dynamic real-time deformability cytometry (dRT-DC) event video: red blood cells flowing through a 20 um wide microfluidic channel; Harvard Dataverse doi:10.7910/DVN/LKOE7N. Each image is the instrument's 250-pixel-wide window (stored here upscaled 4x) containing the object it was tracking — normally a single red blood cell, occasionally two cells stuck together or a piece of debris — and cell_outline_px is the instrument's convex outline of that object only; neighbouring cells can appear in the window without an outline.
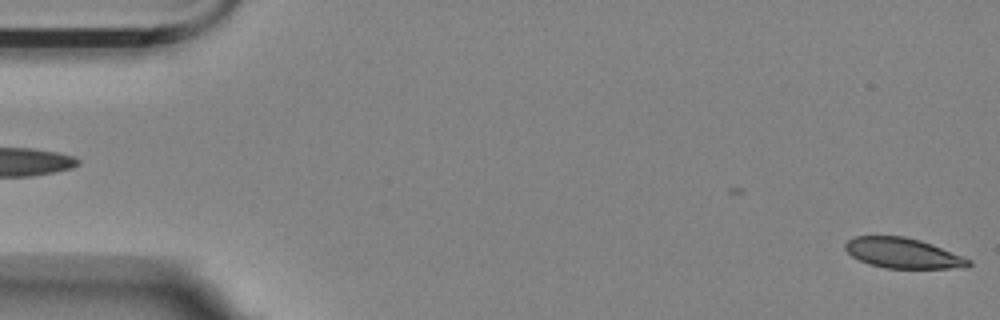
{"species": "Egyptian fruit bat (a non-hibernating species)", "species_latin": "Rousettus aegyptiacus", "temperature_condition": "room temperature", "stored_images_in_passage": 5, "camera_frame_rate_fps": 3000, "um_per_image_px": 0.085, "animal": {"sex": "female"}, "frame": {"image": 1, "passage_image": 1, "time_ms": 0.0, "image_size_px": [1000, 320], "cell_outline_px": [[972, 264], [968, 268], [884, 268], [868, 264], [852, 256], [844, 248], [844, 244], [848, 240], [856, 236], [904, 236], [920, 240], [932, 244], [972, 260]], "centroid_in_image_um": [76.76, 21.52], "position_along_channel_um": 8.2, "area_um2": 21.79}}
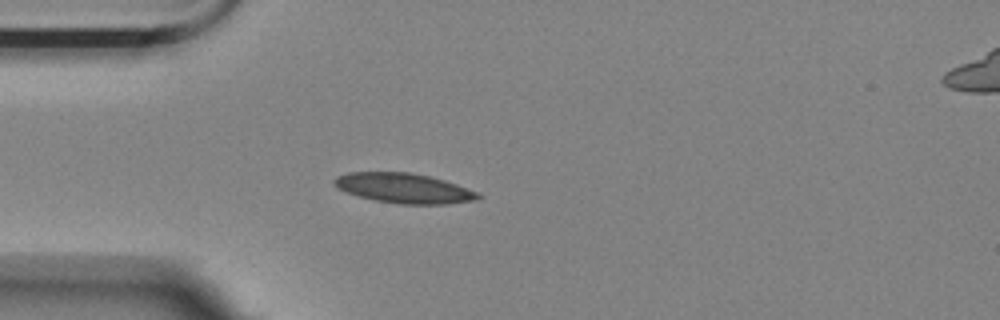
{"frame": {"image": 2, "passage_image": 5, "time_ms": 1.333, "image_size_px": [1000, 320], "cell_outline_px": [[480, 196], [476, 200], [448, 204], [400, 204], [376, 200], [360, 196], [348, 192], [332, 184], [332, 180], [336, 176], [348, 172], [408, 172], [428, 176], [444, 180], [480, 192]], "centroid_in_image_um": [34.34, 15.99], "position_along_channel_um": 50.7, "area_um2": 24.91}}